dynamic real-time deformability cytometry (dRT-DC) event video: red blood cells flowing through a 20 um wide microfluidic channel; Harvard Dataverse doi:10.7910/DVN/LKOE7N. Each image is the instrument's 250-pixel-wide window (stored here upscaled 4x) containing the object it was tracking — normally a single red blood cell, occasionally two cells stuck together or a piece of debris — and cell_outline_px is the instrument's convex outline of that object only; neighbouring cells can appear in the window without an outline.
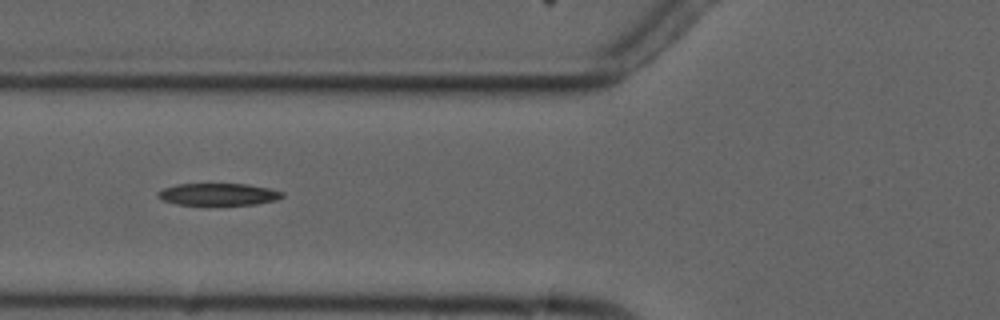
{"species": "common noctule bat (a hibernating species)", "species_latin": "Nyctalus noctula", "temperature_condition": "cold", "stored_images_in_passage": 5, "camera_frame_rate_fps": 3000, "um_per_image_px": 0.085, "animal": {"sex": "male", "forearm_length_mm": 52.5}, "frame": {"image": 1, "passage_image": 3, "time_ms": 2.333, "image_size_px": [1000, 320], "cell_outline_px": [[284, 196], [276, 200], [256, 204], [176, 204], [164, 200], [156, 196], [156, 192], [164, 188], [176, 184], [248, 184], [272, 188], [284, 192]], "centroid_in_image_um": [18.59, 16.5], "position_along_channel_um": 107.2, "area_um2": 15.95}}
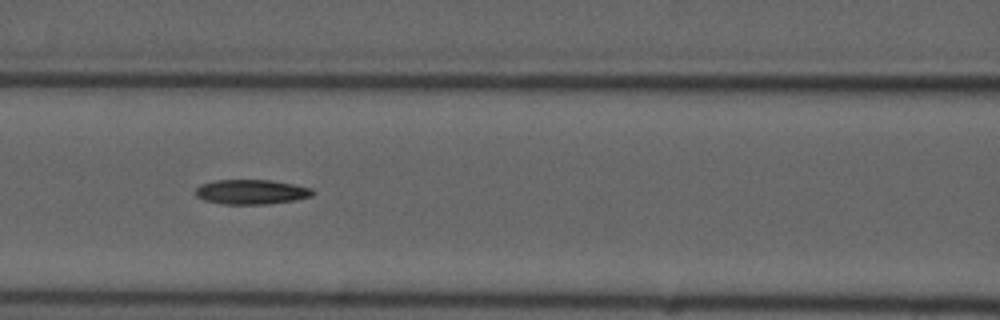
{"frame": {"image": 2, "passage_image": 4, "time_ms": 3.333, "image_size_px": [1000, 320], "cell_outline_px": [[316, 192], [312, 196], [296, 200], [268, 204], [220, 204], [204, 200], [196, 196], [196, 188], [200, 184], [216, 180], [268, 180], [292, 184], [312, 188]], "centroid_in_image_um": [21.37, 16.32], "position_along_channel_um": 145.2, "area_um2": 16.94}}
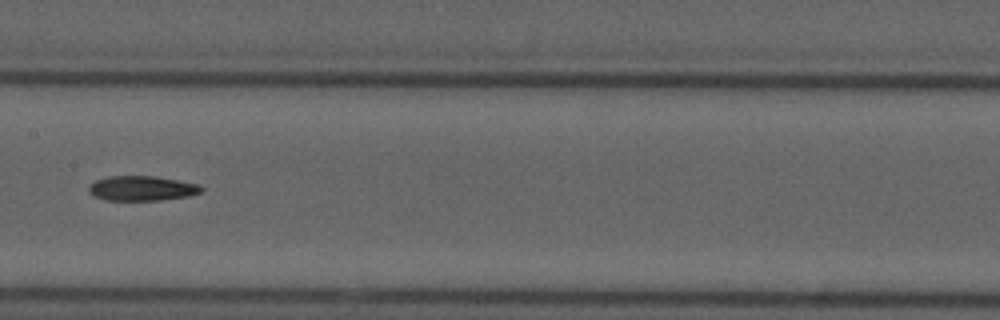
{"frame": {"image": 3, "passage_image": 5, "time_ms": 4.667, "image_size_px": [1000, 320], "cell_outline_px": [[204, 188], [200, 192], [188, 196], [160, 200], [104, 200], [92, 196], [88, 192], [88, 188], [96, 180], [108, 176], [156, 176], [200, 184]], "centroid_in_image_um": [12.05, 16.01], "position_along_channel_um": 195.4, "area_um2": 16.36}}